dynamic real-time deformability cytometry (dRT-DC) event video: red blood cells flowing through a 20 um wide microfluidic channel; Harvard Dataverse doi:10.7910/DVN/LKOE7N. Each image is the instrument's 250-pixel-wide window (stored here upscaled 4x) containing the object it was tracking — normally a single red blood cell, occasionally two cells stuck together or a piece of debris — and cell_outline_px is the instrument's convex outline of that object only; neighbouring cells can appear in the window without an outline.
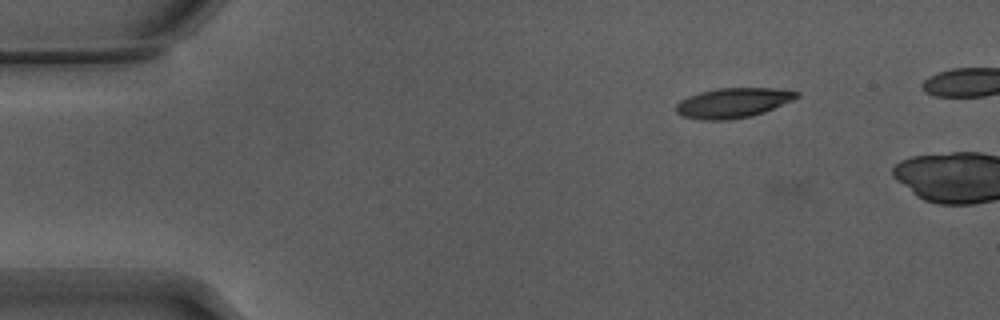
{"species": "Egyptian fruit bat (a non-hibernating species)", "species_latin": "Rousettus aegyptiacus", "temperature_condition": "warm", "stored_images_in_passage": 4, "camera_frame_rate_fps": 3000, "um_per_image_px": 0.085, "animal": {"sex": "male"}, "frame": {"image": 1, "passage_image": 1, "time_ms": 0.0, "image_size_px": [1000, 320], "cell_outline_px": [[800, 96], [792, 100], [764, 112], [752, 116], [728, 120], [700, 120], [684, 116], [676, 112], [676, 104], [680, 100], [688, 96], [700, 92], [716, 88], [772, 88], [800, 92]], "centroid_in_image_um": [62.29, 8.74], "position_along_channel_um": 22.7, "area_um2": 20.98}}